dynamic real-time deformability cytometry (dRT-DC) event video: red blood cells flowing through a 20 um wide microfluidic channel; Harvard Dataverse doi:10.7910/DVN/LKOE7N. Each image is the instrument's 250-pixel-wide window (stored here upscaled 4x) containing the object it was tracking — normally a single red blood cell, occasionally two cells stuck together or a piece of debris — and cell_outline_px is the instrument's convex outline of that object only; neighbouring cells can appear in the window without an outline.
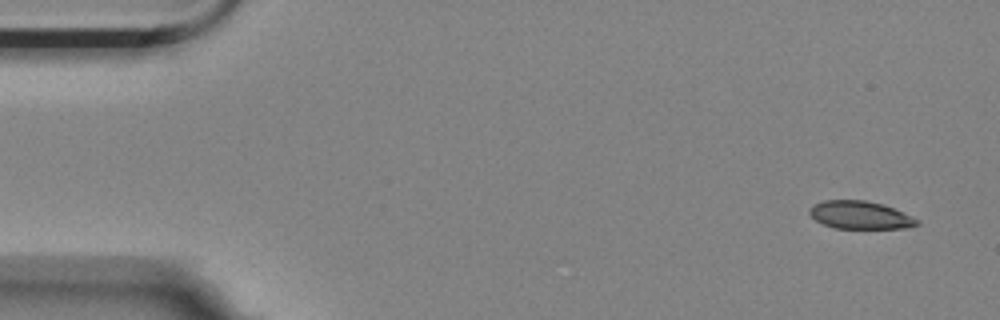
{"species": "Egyptian fruit bat (a non-hibernating species)", "species_latin": "Rousettus aegyptiacus", "temperature_condition": "room temperature", "stored_images_in_passage": 3, "camera_frame_rate_fps": 3000, "um_per_image_px": 0.085, "animal": {"sex": "female"}, "frame": {"image": 1, "passage_image": 1, "time_ms": 0.0, "image_size_px": [1000, 320], "cell_outline_px": [[920, 224], [908, 228], [836, 228], [824, 224], [816, 220], [808, 212], [808, 208], [812, 204], [824, 200], [864, 200], [884, 204], [912, 216], [920, 220]], "centroid_in_image_um": [73.12, 18.27], "position_along_channel_um": 11.9, "area_um2": 17.57}}